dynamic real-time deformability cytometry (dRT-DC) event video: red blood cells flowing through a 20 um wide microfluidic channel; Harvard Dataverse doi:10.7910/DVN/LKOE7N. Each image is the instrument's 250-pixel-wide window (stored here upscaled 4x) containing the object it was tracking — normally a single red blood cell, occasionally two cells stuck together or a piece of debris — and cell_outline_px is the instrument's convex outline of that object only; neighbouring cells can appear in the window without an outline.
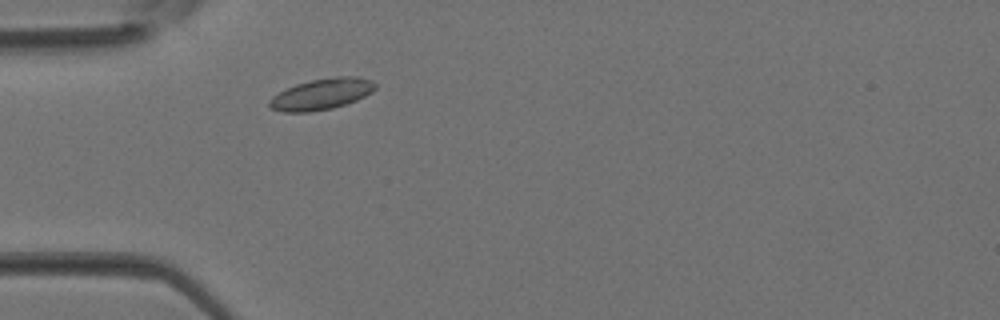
{"species": "Egyptian fruit bat (a non-hibernating species)", "species_latin": "Rousettus aegyptiacus", "temperature_condition": "room temperature", "stored_images_in_passage": 2, "camera_frame_rate_fps": 3000, "um_per_image_px": 0.085, "animal": {"sex": "female"}, "frame": {"image": 1, "passage_image": 2, "time_ms": 0.333, "image_size_px": [1000, 320], "cell_outline_px": [[376, 88], [372, 92], [356, 100], [332, 108], [312, 112], [284, 112], [272, 108], [268, 104], [268, 100], [272, 96], [296, 84], [312, 80], [336, 76], [360, 76], [372, 80], [376, 84]], "centroid_in_image_um": [27.36, 7.99], "position_along_channel_um": 57.6, "area_um2": 19.13}}